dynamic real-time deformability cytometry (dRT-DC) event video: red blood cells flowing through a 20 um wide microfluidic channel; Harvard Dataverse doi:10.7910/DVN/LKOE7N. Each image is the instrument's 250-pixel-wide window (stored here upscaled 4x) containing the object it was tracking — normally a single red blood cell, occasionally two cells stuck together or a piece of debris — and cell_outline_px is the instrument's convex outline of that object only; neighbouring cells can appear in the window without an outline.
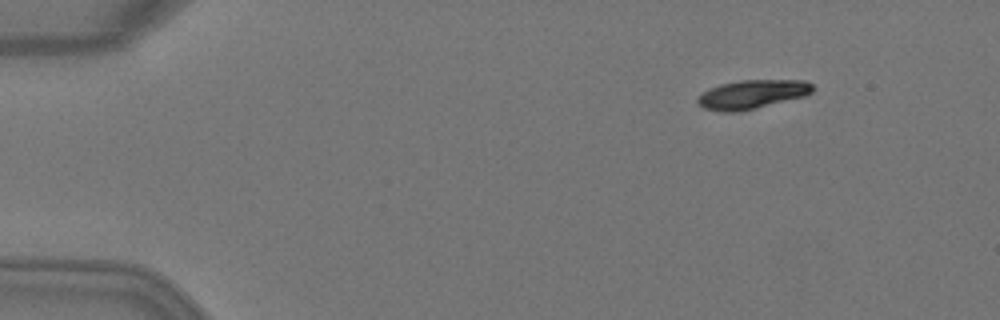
{"species": "Egyptian fruit bat (a non-hibernating species)", "species_latin": "Rousettus aegyptiacus", "temperature_condition": "warm", "stored_images_in_passage": 3, "camera_frame_rate_fps": 3000, "um_per_image_px": 0.085, "animal": {"sex": "female"}, "frame": {"image": 1, "passage_image": 1, "time_ms": 0.0, "image_size_px": [1000, 320], "cell_outline_px": [[816, 88], [812, 92], [804, 96], [740, 112], [724, 112], [704, 108], [696, 100], [704, 92], [720, 84], [740, 80], [804, 80], [812, 84]], "centroid_in_image_um": [63.98, 8.01], "position_along_channel_um": 21.0, "area_um2": 19.19}}